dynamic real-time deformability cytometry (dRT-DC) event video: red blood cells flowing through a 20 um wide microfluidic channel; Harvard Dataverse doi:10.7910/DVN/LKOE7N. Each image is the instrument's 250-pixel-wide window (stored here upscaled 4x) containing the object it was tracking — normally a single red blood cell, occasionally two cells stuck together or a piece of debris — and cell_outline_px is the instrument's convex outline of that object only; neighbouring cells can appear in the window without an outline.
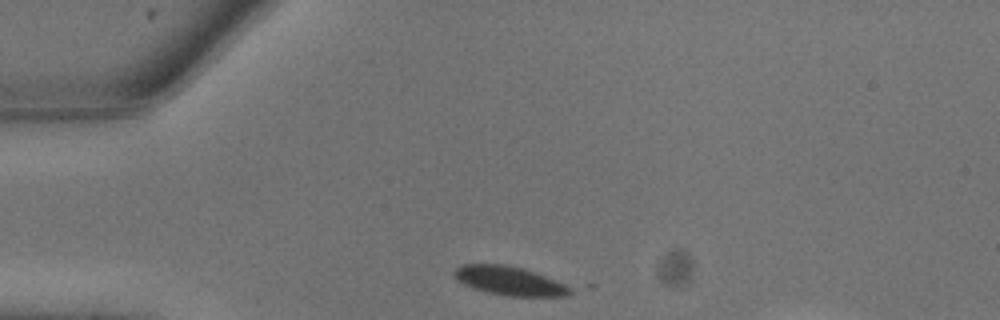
{"species": "common noctule bat (a hibernating species)", "species_latin": "Nyctalus noctula", "temperature_condition": "warm", "stored_images_in_passage": 5, "camera_frame_rate_fps": 3000, "um_per_image_px": 0.085, "animal": {"sex": "male", "body_mass_g": 13.3}, "frame": {"image": 1, "passage_image": 1, "time_ms": 0.0, "image_size_px": [1000, 320], "cell_outline_px": [[572, 292], [568, 296], [508, 296], [488, 292], [472, 288], [456, 280], [452, 276], [452, 272], [460, 264], [504, 264], [524, 268], [536, 272], [556, 280], [572, 288]], "centroid_in_image_um": [43.27, 23.86], "position_along_channel_um": 41.7, "area_um2": 19.71}}